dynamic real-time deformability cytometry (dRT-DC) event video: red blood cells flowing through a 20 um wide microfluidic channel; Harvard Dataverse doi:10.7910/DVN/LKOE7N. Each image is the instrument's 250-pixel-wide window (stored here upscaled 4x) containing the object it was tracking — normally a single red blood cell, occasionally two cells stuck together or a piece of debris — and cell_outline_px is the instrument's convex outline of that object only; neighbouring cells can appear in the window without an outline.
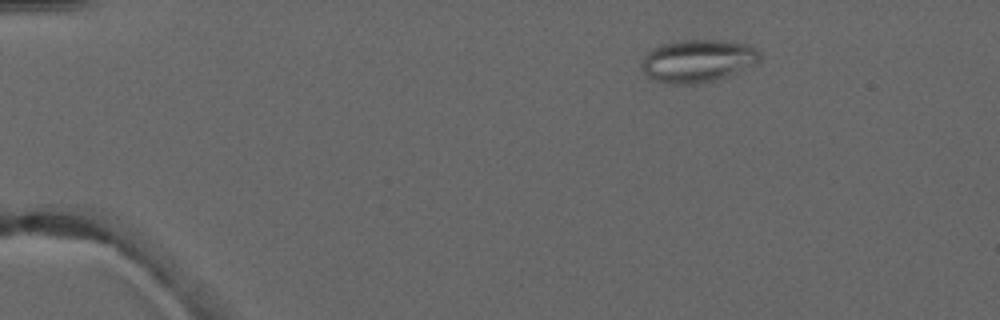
{"species": "common noctule bat (a hibernating species)", "species_latin": "Nyctalus noctula", "temperature_condition": "warm", "stored_images_in_passage": 3, "camera_frame_rate_fps": 3000, "um_per_image_px": 0.085, "animal": {"sex": "male", "forearm_length_mm": 52.5}, "frame": {"image": 1, "passage_image": 1, "time_ms": 0.0, "image_size_px": [1000, 320], "cell_outline_px": [[760, 60], [756, 64], [724, 76], [712, 80], [696, 84], [672, 84], [656, 80], [648, 76], [640, 68], [640, 64], [644, 56], [652, 48], [660, 44], [676, 40], [720, 40], [748, 44], [756, 48], [760, 56]], "centroid_in_image_um": [59.27, 5.15], "position_along_channel_um": 25.7, "area_um2": 29.3}}
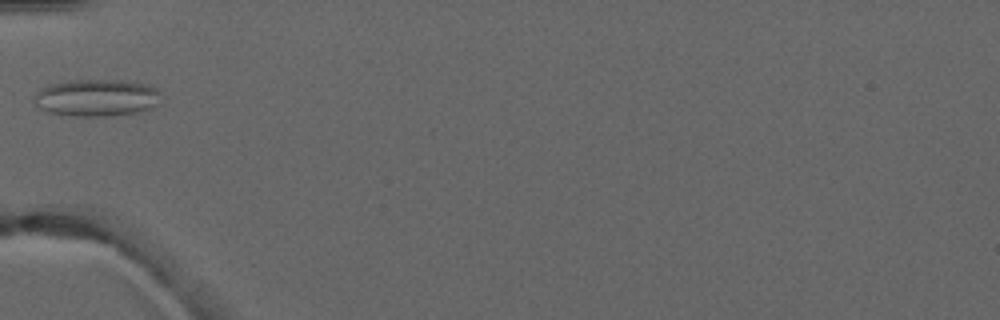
{"frame": {"image": 2, "passage_image": 3, "time_ms": 3.333, "image_size_px": [1000, 320], "cell_outline_px": [[160, 104], [152, 108], [136, 112], [104, 116], [80, 116], [48, 112], [36, 108], [36, 92], [40, 88], [52, 84], [76, 80], [116, 80], [144, 84], [156, 88], [160, 92]], "centroid_in_image_um": [8.23, 8.31], "position_along_channel_um": 76.8, "area_um2": 27.17}}